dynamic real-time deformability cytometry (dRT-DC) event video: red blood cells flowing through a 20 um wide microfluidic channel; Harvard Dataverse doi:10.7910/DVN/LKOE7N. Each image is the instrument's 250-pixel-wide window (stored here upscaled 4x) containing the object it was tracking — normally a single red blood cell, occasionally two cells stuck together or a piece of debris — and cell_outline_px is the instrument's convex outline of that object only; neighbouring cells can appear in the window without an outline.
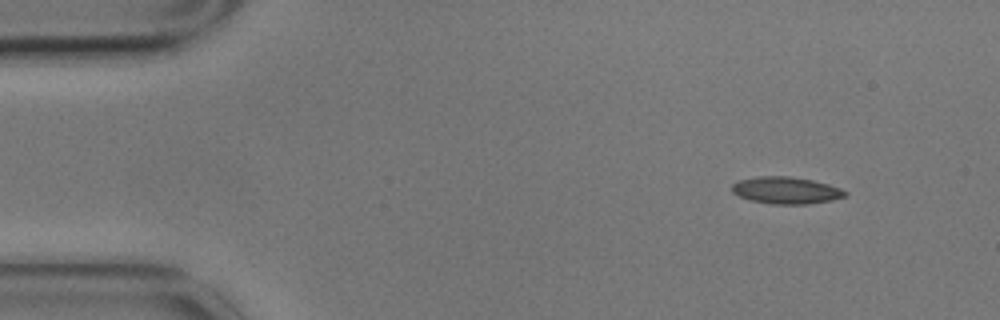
{"species": "common noctule bat (a hibernating species)", "species_latin": "Nyctalus noctula", "temperature_condition": "cold", "stored_images_in_passage": 4, "camera_frame_rate_fps": 3000, "um_per_image_px": 0.085, "animal": {"sex": "male", "body_mass_g": 17.9}, "frame": {"image": 1, "passage_image": 1, "time_ms": 0.0, "image_size_px": [1000, 320], "cell_outline_px": [[848, 196], [832, 200], [808, 204], [772, 204], [752, 200], [740, 196], [732, 192], [732, 184], [740, 180], [760, 176], [788, 176], [812, 180], [828, 184], [840, 188], [848, 192]], "centroid_in_image_um": [66.86, 16.18], "position_along_channel_um": 18.1, "area_um2": 17.69}}
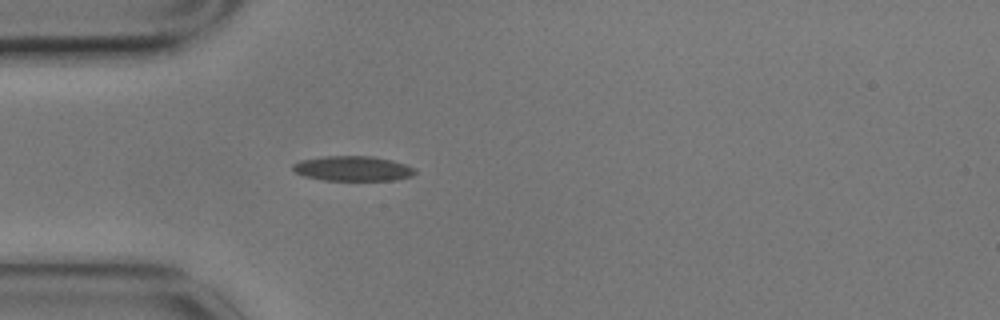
{"frame": {"image": 2, "passage_image": 4, "time_ms": 1.0, "image_size_px": [1000, 320], "cell_outline_px": [[416, 172], [412, 176], [396, 180], [324, 180], [304, 176], [296, 172], [292, 168], [292, 164], [300, 160], [324, 156], [372, 156], [392, 160], [416, 168]], "centroid_in_image_um": [30.0, 14.32], "position_along_channel_um": 55.0, "area_um2": 17.8}}